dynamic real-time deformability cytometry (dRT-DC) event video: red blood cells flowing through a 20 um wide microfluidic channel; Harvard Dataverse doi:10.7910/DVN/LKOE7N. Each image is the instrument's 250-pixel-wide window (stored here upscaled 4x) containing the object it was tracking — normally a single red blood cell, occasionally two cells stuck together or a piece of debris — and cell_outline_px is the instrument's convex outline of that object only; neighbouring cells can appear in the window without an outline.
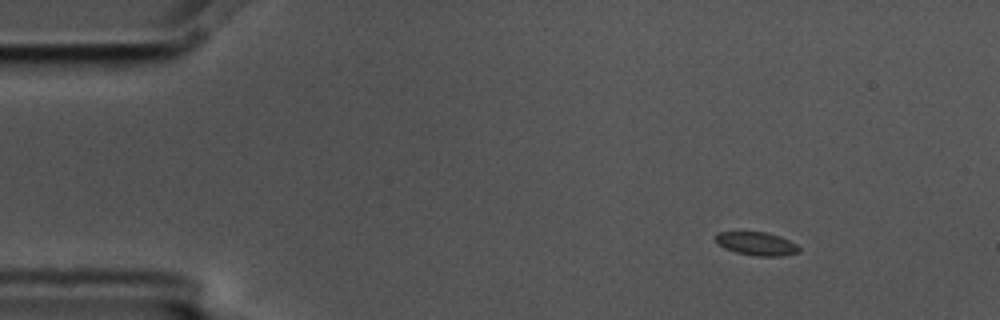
{"species": "common noctule bat (a hibernating species)", "species_latin": "Nyctalus noctula", "temperature_condition": "cold", "stored_images_in_passage": 6, "camera_frame_rate_fps": 3000, "um_per_image_px": 0.085, "animal": {"sex": "male", "body_mass_g": 17.5, "forearm_length_mm": 52.3}, "frame": {"image": 1, "passage_image": 2, "time_ms": 0.333, "image_size_px": [1000, 320], "cell_outline_px": [[800, 252], [780, 256], [756, 256], [736, 252], [724, 248], [716, 244], [716, 236], [720, 232], [764, 232], [780, 236], [796, 244], [800, 248]], "centroid_in_image_um": [64.31, 20.72], "position_along_channel_um": 20.7, "area_um2": 11.27}}
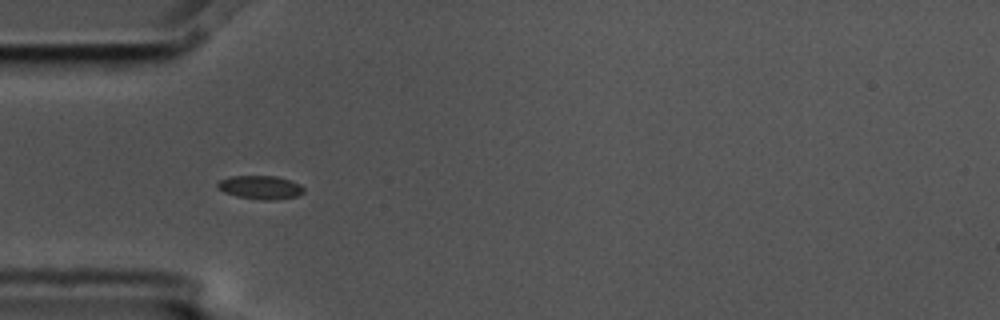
{"frame": {"image": 2, "passage_image": 5, "time_ms": 1.333, "image_size_px": [1000, 320], "cell_outline_px": [[304, 192], [296, 196], [276, 200], [264, 200], [236, 196], [224, 192], [216, 188], [216, 184], [220, 180], [228, 176], [276, 176], [300, 184], [304, 188]], "centroid_in_image_um": [22.1, 15.92], "position_along_channel_um": 62.9, "area_um2": 11.85}}